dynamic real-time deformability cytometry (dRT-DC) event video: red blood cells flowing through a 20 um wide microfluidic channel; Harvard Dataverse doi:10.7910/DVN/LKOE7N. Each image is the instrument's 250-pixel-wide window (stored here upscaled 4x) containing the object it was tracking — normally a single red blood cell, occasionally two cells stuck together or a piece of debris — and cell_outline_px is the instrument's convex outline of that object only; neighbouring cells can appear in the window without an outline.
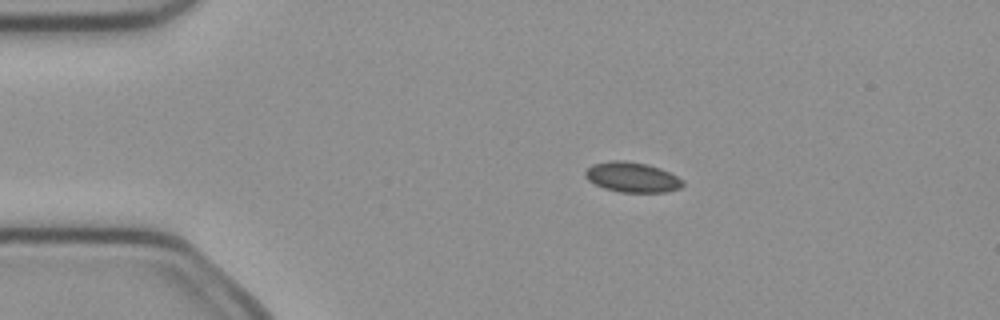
{"species": "common noctule bat (a hibernating species)", "species_latin": "Nyctalus noctula", "temperature_condition": "cold", "stored_images_in_passage": 4, "camera_frame_rate_fps": 3000, "um_per_image_px": 0.085, "animal": {"sex": "female", "body_mass_g": 21.9}, "frame": {"image": 1, "passage_image": 2, "time_ms": 0.333, "image_size_px": [1000, 320], "cell_outline_px": [[684, 184], [680, 188], [664, 192], [620, 192], [604, 188], [588, 180], [584, 176], [584, 172], [592, 164], [612, 160], [624, 160], [648, 164], [660, 168], [684, 180]], "centroid_in_image_um": [53.72, 15.05], "position_along_channel_um": 31.3, "area_um2": 17.11}}
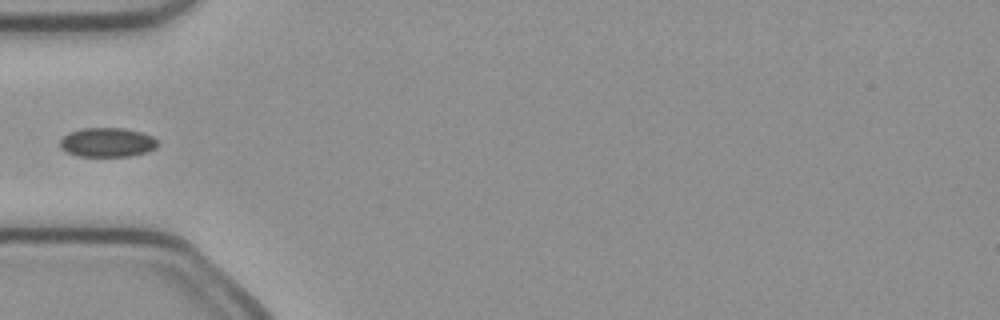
{"frame": {"image": 2, "passage_image": 4, "time_ms": 1.0, "image_size_px": [1000, 320], "cell_outline_px": [[160, 144], [156, 148], [148, 152], [128, 156], [80, 156], [68, 152], [60, 148], [60, 140], [68, 132], [84, 128], [124, 128], [140, 132], [152, 136], [160, 140]], "centroid_in_image_um": [9.17, 12.1], "position_along_channel_um": 75.8, "area_um2": 16.76}}